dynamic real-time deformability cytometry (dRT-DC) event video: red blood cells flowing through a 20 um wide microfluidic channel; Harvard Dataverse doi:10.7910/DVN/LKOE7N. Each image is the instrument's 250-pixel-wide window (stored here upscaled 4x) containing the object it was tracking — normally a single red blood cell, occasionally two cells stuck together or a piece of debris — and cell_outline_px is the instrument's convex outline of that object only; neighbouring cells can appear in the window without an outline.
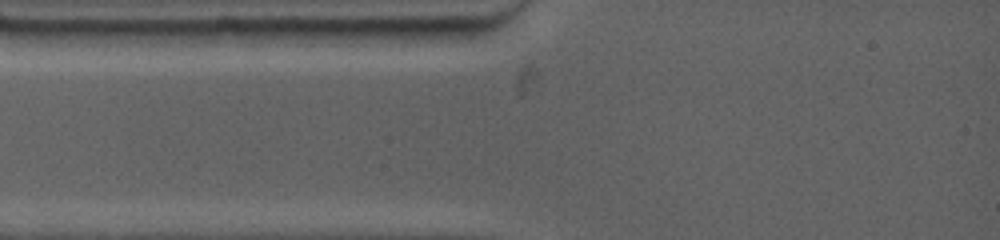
{"species": "common noctule bat (a hibernating species)", "species_latin": "Nyctalus noctula", "temperature_condition": "warm", "stored_images_in_passage": 1, "camera_frame_rate_fps": 4500, "um_per_image_px": 0.085, "animal": {"sex": "female", "body_mass_g": 19.0, "forearm_length_mm": 53.3}, "frame": {"image": 1, "passage_image": 1, "time_ms": 0.0, "image_size_px": [1000, 240], "cell_outline_px": [[476, 32], [472, 36], [448, 44], [336, 44], [316, 28], [476, 28]], "centroid_in_image_um": [33.74, 3.02], "position_along_channel_um": 51.3, "area_um2": 16.36}}